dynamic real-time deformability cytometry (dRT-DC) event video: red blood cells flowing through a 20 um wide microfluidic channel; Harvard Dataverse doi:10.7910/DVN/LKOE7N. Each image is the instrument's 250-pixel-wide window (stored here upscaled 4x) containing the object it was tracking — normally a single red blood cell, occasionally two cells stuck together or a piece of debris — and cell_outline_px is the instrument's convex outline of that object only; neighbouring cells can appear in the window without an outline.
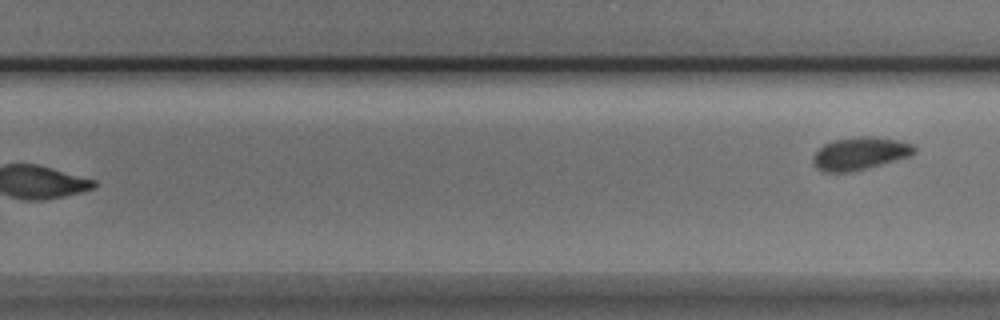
{"species": "Egyptian fruit bat (a non-hibernating species)", "species_latin": "Rousettus aegyptiacus", "temperature_condition": "cold", "stored_images_in_passage": 10, "segment_of_instrument_passage": [2, 2], "camera_frame_rate_fps": 3000, "um_per_image_px": 0.085, "animal": {"sex": "male"}, "frame": {"image": 1, "passage_image": 10, "time_ms": 3.0, "image_size_px": [1000, 320], "cell_outline_px": [[916, 152], [912, 156], [868, 168], [848, 172], [824, 172], [816, 168], [812, 164], [812, 156], [824, 144], [836, 140], [860, 136], [872, 136], [896, 140], [912, 144], [916, 148]], "centroid_in_image_um": [73.1, 13.06], "position_along_channel_um": 256.7, "area_um2": 19.36}}